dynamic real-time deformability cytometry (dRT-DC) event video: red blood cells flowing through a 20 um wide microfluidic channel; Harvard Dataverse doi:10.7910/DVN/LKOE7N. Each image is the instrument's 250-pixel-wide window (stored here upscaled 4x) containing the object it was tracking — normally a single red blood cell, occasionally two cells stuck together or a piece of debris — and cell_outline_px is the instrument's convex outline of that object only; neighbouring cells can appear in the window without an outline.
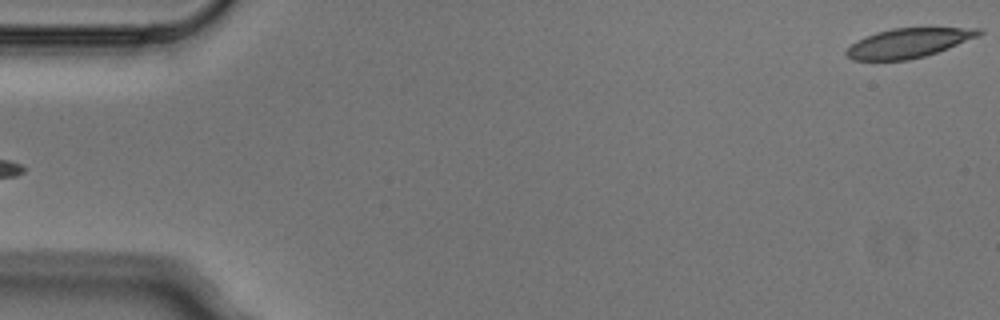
{"species": "Egyptian fruit bat (a non-hibernating species)", "species_latin": "Rousettus aegyptiacus", "temperature_condition": "cold", "stored_images_in_passage": 6, "segment_of_instrument_passage": [2, 2], "camera_frame_rate_fps": 3000, "um_per_image_px": 0.085, "animal": {"sex": "male"}, "frame": {"image": 1, "passage_image": 6, "time_ms": 1.667, "image_size_px": [1000, 320], "cell_outline_px": [[984, 32], [976, 36], [948, 48], [924, 56], [908, 60], [852, 60], [844, 52], [856, 40], [876, 32], [892, 28], [980, 28]], "centroid_in_image_um": [77.17, 3.65], "position_along_channel_um": 7.8, "area_um2": 22.37}}